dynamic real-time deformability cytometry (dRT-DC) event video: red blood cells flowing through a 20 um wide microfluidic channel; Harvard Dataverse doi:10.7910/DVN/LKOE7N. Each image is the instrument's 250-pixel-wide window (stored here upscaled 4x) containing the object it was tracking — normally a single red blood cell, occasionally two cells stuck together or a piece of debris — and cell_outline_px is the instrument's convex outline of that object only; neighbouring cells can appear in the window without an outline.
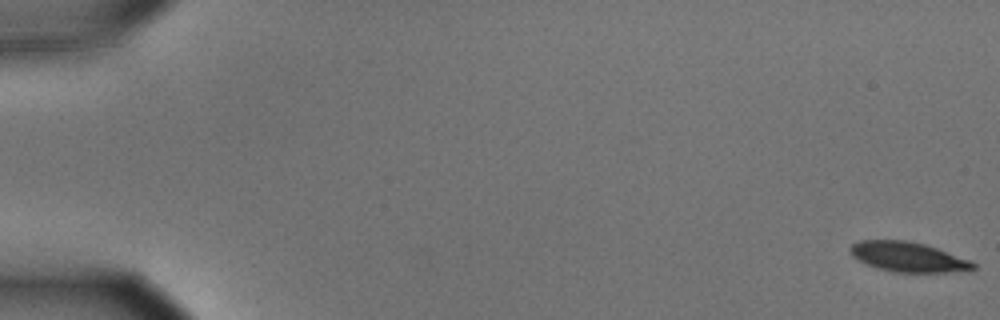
{"species": "common noctule bat (a hibernating species)", "species_latin": "Nyctalus noctula", "temperature_condition": "cold", "stored_images_in_passage": 57, "camera_frame_rate_fps": 3000, "um_per_image_px": 0.085, "animal": {"sex": "male", "body_mass_g": 15.6}, "frame": {"image": 1, "passage_image": 1, "time_ms": 0.0, "image_size_px": [1000, 320], "cell_outline_px": [[976, 268], [944, 272], [892, 272], [868, 264], [852, 256], [848, 248], [852, 244], [860, 240], [908, 240], [924, 244], [936, 248], [968, 260], [976, 264]], "centroid_in_image_um": [77.12, 21.82], "position_along_channel_um": 7.9, "area_um2": 20.92}}
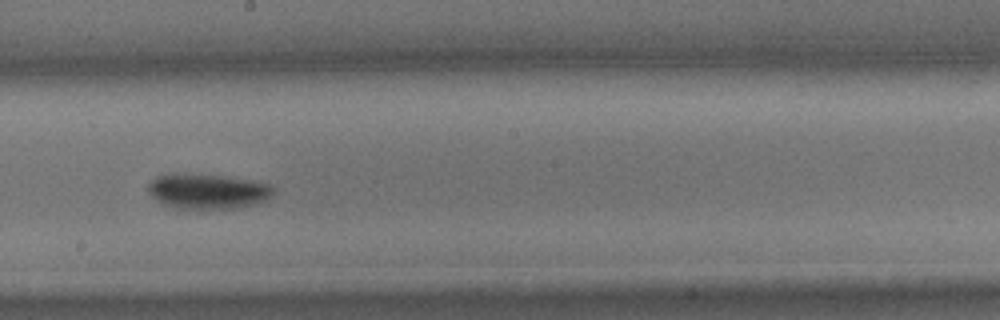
{"frame": {"image": 2, "passage_image": 33, "time_ms": 10.667, "image_size_px": [1000, 320], "cell_outline_px": [[276, 188], [272, 196], [256, 204], [240, 208], [200, 212], [172, 208], [156, 200], [148, 192], [148, 184], [156, 176], [220, 176], [248, 180], [268, 184]], "centroid_in_image_um": [17.68, 16.36], "position_along_channel_um": 230.5, "area_um2": 25.72}}
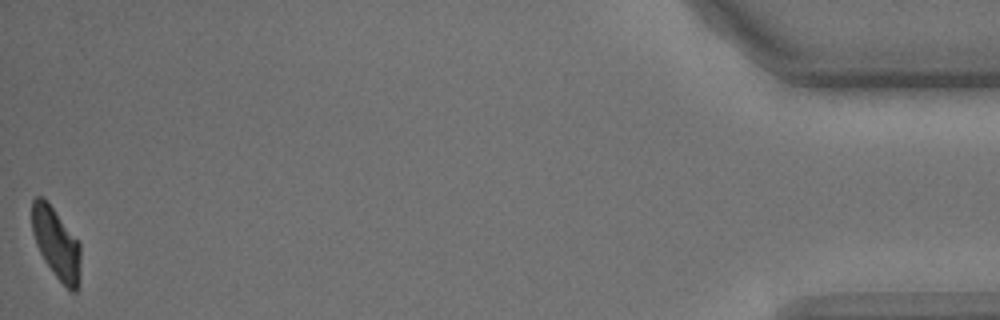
{"frame": {"image": 3, "passage_image": 57, "time_ms": 18.667, "image_size_px": [1000, 320], "cell_outline_px": [[80, 272], [76, 292], [72, 292], [56, 276], [44, 260], [36, 244], [32, 232], [32, 200], [36, 196], [44, 196], [80, 244]], "centroid_in_image_um": [4.76, 20.66], "position_along_channel_um": 430.4, "area_um2": 19.83}, "authors_computed_cell_mechanics": {"area_um2": 23.0622, "velocity_mm_per_s": 3.587, "shape_relaxation_time_tau1_ms": 2.9321, "shape_relaxation_time_tau2_ms": null, "deformation_change_tau1": 0.1212, "deformation_change_tau2": null}}